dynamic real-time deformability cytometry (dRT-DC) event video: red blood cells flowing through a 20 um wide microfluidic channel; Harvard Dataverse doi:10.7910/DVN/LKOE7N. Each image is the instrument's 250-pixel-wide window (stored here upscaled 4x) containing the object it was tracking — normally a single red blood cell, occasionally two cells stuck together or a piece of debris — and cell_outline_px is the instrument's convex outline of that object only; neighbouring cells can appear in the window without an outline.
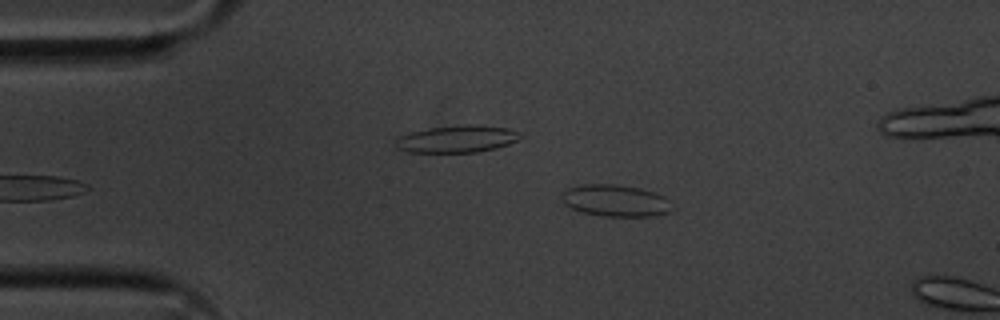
{"species": "common noctule bat (a hibernating species)", "species_latin": "Nyctalus noctula", "temperature_condition": "cold", "stored_images_in_passage": 5, "camera_frame_rate_fps": 3000, "um_per_image_px": 0.085, "animal": {"sex": "male", "body_mass_g": 20.1, "forearm_length_mm": 53.5}, "frame": {"image": 1, "passage_image": 3, "time_ms": 0.667, "image_size_px": [1000, 320], "cell_outline_px": [[676, 208], [672, 212], [656, 216], [604, 216], [584, 212], [572, 208], [564, 204], [564, 192], [568, 188], [580, 184], [616, 184], [640, 188], [664, 196]], "centroid_in_image_um": [52.4, 17.06], "position_along_channel_um": 32.6, "area_um2": 20.46}}